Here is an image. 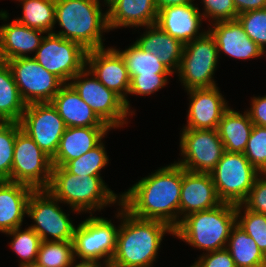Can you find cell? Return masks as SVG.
Returning a JSON list of instances; mask_svg holds the SVG:
<instances>
[{"instance_id": "obj_1", "label": "cell", "mask_w": 266, "mask_h": 267, "mask_svg": "<svg viewBox=\"0 0 266 267\" xmlns=\"http://www.w3.org/2000/svg\"><path fill=\"white\" fill-rule=\"evenodd\" d=\"M183 167L173 163L136 182L122 193L121 205L133 216L160 220L173 229L180 224Z\"/></svg>"}, {"instance_id": "obj_2", "label": "cell", "mask_w": 266, "mask_h": 267, "mask_svg": "<svg viewBox=\"0 0 266 267\" xmlns=\"http://www.w3.org/2000/svg\"><path fill=\"white\" fill-rule=\"evenodd\" d=\"M117 217L122 221L117 233L111 267H151L165 233L174 236V229L160 220L133 216L121 204Z\"/></svg>"}, {"instance_id": "obj_3", "label": "cell", "mask_w": 266, "mask_h": 267, "mask_svg": "<svg viewBox=\"0 0 266 267\" xmlns=\"http://www.w3.org/2000/svg\"><path fill=\"white\" fill-rule=\"evenodd\" d=\"M100 5V0H55V23L62 30L52 33L79 43L87 51L104 48L102 36L109 28L107 12L102 13Z\"/></svg>"}, {"instance_id": "obj_4", "label": "cell", "mask_w": 266, "mask_h": 267, "mask_svg": "<svg viewBox=\"0 0 266 267\" xmlns=\"http://www.w3.org/2000/svg\"><path fill=\"white\" fill-rule=\"evenodd\" d=\"M235 225L236 205L222 203L187 215L174 229V235L194 248L211 252L226 248Z\"/></svg>"}, {"instance_id": "obj_5", "label": "cell", "mask_w": 266, "mask_h": 267, "mask_svg": "<svg viewBox=\"0 0 266 267\" xmlns=\"http://www.w3.org/2000/svg\"><path fill=\"white\" fill-rule=\"evenodd\" d=\"M60 203H66L75 212L96 211L103 207L121 204V196L105 185L101 176H78L64 167H53L50 185L47 189ZM119 201H118V199ZM96 209V210H95Z\"/></svg>"}, {"instance_id": "obj_6", "label": "cell", "mask_w": 266, "mask_h": 267, "mask_svg": "<svg viewBox=\"0 0 266 267\" xmlns=\"http://www.w3.org/2000/svg\"><path fill=\"white\" fill-rule=\"evenodd\" d=\"M260 174L243 153L226 151L210 172L219 199L235 205L247 199Z\"/></svg>"}, {"instance_id": "obj_7", "label": "cell", "mask_w": 266, "mask_h": 267, "mask_svg": "<svg viewBox=\"0 0 266 267\" xmlns=\"http://www.w3.org/2000/svg\"><path fill=\"white\" fill-rule=\"evenodd\" d=\"M219 55L214 37L207 32L184 45L177 73L185 90L215 87L213 75Z\"/></svg>"}, {"instance_id": "obj_8", "label": "cell", "mask_w": 266, "mask_h": 267, "mask_svg": "<svg viewBox=\"0 0 266 267\" xmlns=\"http://www.w3.org/2000/svg\"><path fill=\"white\" fill-rule=\"evenodd\" d=\"M52 159L25 132L15 139L11 181L34 190H47L52 177Z\"/></svg>"}, {"instance_id": "obj_9", "label": "cell", "mask_w": 266, "mask_h": 267, "mask_svg": "<svg viewBox=\"0 0 266 267\" xmlns=\"http://www.w3.org/2000/svg\"><path fill=\"white\" fill-rule=\"evenodd\" d=\"M93 76V73L85 67L68 83L110 128L123 127L127 123V116L130 113L132 116L134 112L127 109L125 101L118 94L108 89Z\"/></svg>"}, {"instance_id": "obj_10", "label": "cell", "mask_w": 266, "mask_h": 267, "mask_svg": "<svg viewBox=\"0 0 266 267\" xmlns=\"http://www.w3.org/2000/svg\"><path fill=\"white\" fill-rule=\"evenodd\" d=\"M58 202L48 190H34L29 197L27 216L34 220V224L29 227L41 241H73L76 227L69 219V214L66 215L58 206Z\"/></svg>"}, {"instance_id": "obj_11", "label": "cell", "mask_w": 266, "mask_h": 267, "mask_svg": "<svg viewBox=\"0 0 266 267\" xmlns=\"http://www.w3.org/2000/svg\"><path fill=\"white\" fill-rule=\"evenodd\" d=\"M87 52L75 41L48 33L33 58L47 71L68 83L86 67Z\"/></svg>"}, {"instance_id": "obj_12", "label": "cell", "mask_w": 266, "mask_h": 267, "mask_svg": "<svg viewBox=\"0 0 266 267\" xmlns=\"http://www.w3.org/2000/svg\"><path fill=\"white\" fill-rule=\"evenodd\" d=\"M24 102H51L65 84L60 78L47 71L33 57L6 61Z\"/></svg>"}, {"instance_id": "obj_13", "label": "cell", "mask_w": 266, "mask_h": 267, "mask_svg": "<svg viewBox=\"0 0 266 267\" xmlns=\"http://www.w3.org/2000/svg\"><path fill=\"white\" fill-rule=\"evenodd\" d=\"M180 138L183 159L176 163L190 172L210 173L225 152L217 129H183Z\"/></svg>"}, {"instance_id": "obj_14", "label": "cell", "mask_w": 266, "mask_h": 267, "mask_svg": "<svg viewBox=\"0 0 266 267\" xmlns=\"http://www.w3.org/2000/svg\"><path fill=\"white\" fill-rule=\"evenodd\" d=\"M118 230L119 226L115 227L111 220L90 214L74 230V258L110 263L116 249Z\"/></svg>"}, {"instance_id": "obj_15", "label": "cell", "mask_w": 266, "mask_h": 267, "mask_svg": "<svg viewBox=\"0 0 266 267\" xmlns=\"http://www.w3.org/2000/svg\"><path fill=\"white\" fill-rule=\"evenodd\" d=\"M19 123L45 153L51 158L56 154L67 127L51 102L28 104Z\"/></svg>"}, {"instance_id": "obj_16", "label": "cell", "mask_w": 266, "mask_h": 267, "mask_svg": "<svg viewBox=\"0 0 266 267\" xmlns=\"http://www.w3.org/2000/svg\"><path fill=\"white\" fill-rule=\"evenodd\" d=\"M86 67L108 89L118 94L130 111V77L121 55L112 47L93 49L87 52Z\"/></svg>"}, {"instance_id": "obj_17", "label": "cell", "mask_w": 266, "mask_h": 267, "mask_svg": "<svg viewBox=\"0 0 266 267\" xmlns=\"http://www.w3.org/2000/svg\"><path fill=\"white\" fill-rule=\"evenodd\" d=\"M219 87L193 88L190 95L187 126L183 129H217L223 114L229 109Z\"/></svg>"}, {"instance_id": "obj_18", "label": "cell", "mask_w": 266, "mask_h": 267, "mask_svg": "<svg viewBox=\"0 0 266 267\" xmlns=\"http://www.w3.org/2000/svg\"><path fill=\"white\" fill-rule=\"evenodd\" d=\"M222 203L210 173L190 172L183 168L179 204L180 222L191 213L212 209Z\"/></svg>"}, {"instance_id": "obj_19", "label": "cell", "mask_w": 266, "mask_h": 267, "mask_svg": "<svg viewBox=\"0 0 266 267\" xmlns=\"http://www.w3.org/2000/svg\"><path fill=\"white\" fill-rule=\"evenodd\" d=\"M194 5L190 3L159 10L156 25L184 45L203 36L207 31L199 33V29L204 18Z\"/></svg>"}, {"instance_id": "obj_20", "label": "cell", "mask_w": 266, "mask_h": 267, "mask_svg": "<svg viewBox=\"0 0 266 267\" xmlns=\"http://www.w3.org/2000/svg\"><path fill=\"white\" fill-rule=\"evenodd\" d=\"M211 27L208 31L216 41L218 55L222 51L230 57L247 60L266 54L248 37L237 19L215 22Z\"/></svg>"}, {"instance_id": "obj_21", "label": "cell", "mask_w": 266, "mask_h": 267, "mask_svg": "<svg viewBox=\"0 0 266 267\" xmlns=\"http://www.w3.org/2000/svg\"><path fill=\"white\" fill-rule=\"evenodd\" d=\"M110 127H67L56 154L51 158L53 167H63L68 161L81 157L97 146Z\"/></svg>"}, {"instance_id": "obj_22", "label": "cell", "mask_w": 266, "mask_h": 267, "mask_svg": "<svg viewBox=\"0 0 266 267\" xmlns=\"http://www.w3.org/2000/svg\"><path fill=\"white\" fill-rule=\"evenodd\" d=\"M107 6L109 31L118 27H147L157 22L154 0H113Z\"/></svg>"}, {"instance_id": "obj_23", "label": "cell", "mask_w": 266, "mask_h": 267, "mask_svg": "<svg viewBox=\"0 0 266 267\" xmlns=\"http://www.w3.org/2000/svg\"><path fill=\"white\" fill-rule=\"evenodd\" d=\"M42 34L45 32L29 28L16 20L0 26V61L29 57L28 54L40 47L44 37Z\"/></svg>"}, {"instance_id": "obj_24", "label": "cell", "mask_w": 266, "mask_h": 267, "mask_svg": "<svg viewBox=\"0 0 266 267\" xmlns=\"http://www.w3.org/2000/svg\"><path fill=\"white\" fill-rule=\"evenodd\" d=\"M66 127H109L75 89L65 83L51 101Z\"/></svg>"}, {"instance_id": "obj_25", "label": "cell", "mask_w": 266, "mask_h": 267, "mask_svg": "<svg viewBox=\"0 0 266 267\" xmlns=\"http://www.w3.org/2000/svg\"><path fill=\"white\" fill-rule=\"evenodd\" d=\"M33 188L12 182L0 181V232L6 233L21 227Z\"/></svg>"}, {"instance_id": "obj_26", "label": "cell", "mask_w": 266, "mask_h": 267, "mask_svg": "<svg viewBox=\"0 0 266 267\" xmlns=\"http://www.w3.org/2000/svg\"><path fill=\"white\" fill-rule=\"evenodd\" d=\"M144 34L135 41L142 49L149 51L172 72L178 71L182 60L184 44L163 31L156 24L146 27Z\"/></svg>"}, {"instance_id": "obj_27", "label": "cell", "mask_w": 266, "mask_h": 267, "mask_svg": "<svg viewBox=\"0 0 266 267\" xmlns=\"http://www.w3.org/2000/svg\"><path fill=\"white\" fill-rule=\"evenodd\" d=\"M253 126L247 111L241 114L229 107L223 114L217 128L225 151L244 153Z\"/></svg>"}, {"instance_id": "obj_28", "label": "cell", "mask_w": 266, "mask_h": 267, "mask_svg": "<svg viewBox=\"0 0 266 267\" xmlns=\"http://www.w3.org/2000/svg\"><path fill=\"white\" fill-rule=\"evenodd\" d=\"M26 106L9 65L0 61V117L5 122H19Z\"/></svg>"}, {"instance_id": "obj_29", "label": "cell", "mask_w": 266, "mask_h": 267, "mask_svg": "<svg viewBox=\"0 0 266 267\" xmlns=\"http://www.w3.org/2000/svg\"><path fill=\"white\" fill-rule=\"evenodd\" d=\"M226 249L231 254L236 267H266V256L258 248L254 239L237 224L232 228Z\"/></svg>"}, {"instance_id": "obj_30", "label": "cell", "mask_w": 266, "mask_h": 267, "mask_svg": "<svg viewBox=\"0 0 266 267\" xmlns=\"http://www.w3.org/2000/svg\"><path fill=\"white\" fill-rule=\"evenodd\" d=\"M123 58L130 79L135 75L155 76V74H173L158 57L142 50L135 42L129 48L118 51Z\"/></svg>"}, {"instance_id": "obj_31", "label": "cell", "mask_w": 266, "mask_h": 267, "mask_svg": "<svg viewBox=\"0 0 266 267\" xmlns=\"http://www.w3.org/2000/svg\"><path fill=\"white\" fill-rule=\"evenodd\" d=\"M22 3L23 16L15 20L29 28L53 32L55 23V0H18Z\"/></svg>"}, {"instance_id": "obj_32", "label": "cell", "mask_w": 266, "mask_h": 267, "mask_svg": "<svg viewBox=\"0 0 266 267\" xmlns=\"http://www.w3.org/2000/svg\"><path fill=\"white\" fill-rule=\"evenodd\" d=\"M105 145L101 141L81 157L68 161L63 167L78 176H100L101 170L109 163Z\"/></svg>"}, {"instance_id": "obj_33", "label": "cell", "mask_w": 266, "mask_h": 267, "mask_svg": "<svg viewBox=\"0 0 266 267\" xmlns=\"http://www.w3.org/2000/svg\"><path fill=\"white\" fill-rule=\"evenodd\" d=\"M74 260L73 241H41L37 262L45 267H70Z\"/></svg>"}, {"instance_id": "obj_34", "label": "cell", "mask_w": 266, "mask_h": 267, "mask_svg": "<svg viewBox=\"0 0 266 267\" xmlns=\"http://www.w3.org/2000/svg\"><path fill=\"white\" fill-rule=\"evenodd\" d=\"M5 234L13 237V240L10 242V248L16 255L20 256V267L37 260L41 239L33 229L28 227L24 231H21V227H18Z\"/></svg>"}, {"instance_id": "obj_35", "label": "cell", "mask_w": 266, "mask_h": 267, "mask_svg": "<svg viewBox=\"0 0 266 267\" xmlns=\"http://www.w3.org/2000/svg\"><path fill=\"white\" fill-rule=\"evenodd\" d=\"M242 208L244 214L241 213ZM240 214L243 215L240 216ZM236 224L254 239L258 248L266 256V215L250 211L243 204H237Z\"/></svg>"}, {"instance_id": "obj_36", "label": "cell", "mask_w": 266, "mask_h": 267, "mask_svg": "<svg viewBox=\"0 0 266 267\" xmlns=\"http://www.w3.org/2000/svg\"><path fill=\"white\" fill-rule=\"evenodd\" d=\"M20 130L19 122H4L0 125V181H11L14 144Z\"/></svg>"}, {"instance_id": "obj_37", "label": "cell", "mask_w": 266, "mask_h": 267, "mask_svg": "<svg viewBox=\"0 0 266 267\" xmlns=\"http://www.w3.org/2000/svg\"><path fill=\"white\" fill-rule=\"evenodd\" d=\"M237 20L248 37L266 53V9L241 13Z\"/></svg>"}, {"instance_id": "obj_38", "label": "cell", "mask_w": 266, "mask_h": 267, "mask_svg": "<svg viewBox=\"0 0 266 267\" xmlns=\"http://www.w3.org/2000/svg\"><path fill=\"white\" fill-rule=\"evenodd\" d=\"M243 154L260 173H266V127L253 126Z\"/></svg>"}, {"instance_id": "obj_39", "label": "cell", "mask_w": 266, "mask_h": 267, "mask_svg": "<svg viewBox=\"0 0 266 267\" xmlns=\"http://www.w3.org/2000/svg\"><path fill=\"white\" fill-rule=\"evenodd\" d=\"M204 4L203 18L211 23L237 19V10L233 0H201ZM212 18V19H211Z\"/></svg>"}, {"instance_id": "obj_40", "label": "cell", "mask_w": 266, "mask_h": 267, "mask_svg": "<svg viewBox=\"0 0 266 267\" xmlns=\"http://www.w3.org/2000/svg\"><path fill=\"white\" fill-rule=\"evenodd\" d=\"M172 74H155V76L135 75L130 79L129 94L151 95L163 88Z\"/></svg>"}, {"instance_id": "obj_41", "label": "cell", "mask_w": 266, "mask_h": 267, "mask_svg": "<svg viewBox=\"0 0 266 267\" xmlns=\"http://www.w3.org/2000/svg\"><path fill=\"white\" fill-rule=\"evenodd\" d=\"M242 204L250 211L266 215V173H261L257 177L247 199Z\"/></svg>"}, {"instance_id": "obj_42", "label": "cell", "mask_w": 266, "mask_h": 267, "mask_svg": "<svg viewBox=\"0 0 266 267\" xmlns=\"http://www.w3.org/2000/svg\"><path fill=\"white\" fill-rule=\"evenodd\" d=\"M190 267H236L231 254L226 248L207 252Z\"/></svg>"}, {"instance_id": "obj_43", "label": "cell", "mask_w": 266, "mask_h": 267, "mask_svg": "<svg viewBox=\"0 0 266 267\" xmlns=\"http://www.w3.org/2000/svg\"><path fill=\"white\" fill-rule=\"evenodd\" d=\"M250 110H247L254 125L266 126V95L263 97H253Z\"/></svg>"}, {"instance_id": "obj_44", "label": "cell", "mask_w": 266, "mask_h": 267, "mask_svg": "<svg viewBox=\"0 0 266 267\" xmlns=\"http://www.w3.org/2000/svg\"><path fill=\"white\" fill-rule=\"evenodd\" d=\"M237 14L251 10L266 9V0H233Z\"/></svg>"}, {"instance_id": "obj_45", "label": "cell", "mask_w": 266, "mask_h": 267, "mask_svg": "<svg viewBox=\"0 0 266 267\" xmlns=\"http://www.w3.org/2000/svg\"><path fill=\"white\" fill-rule=\"evenodd\" d=\"M74 261L76 262L75 258L70 267H111L109 262H103V266L101 262H99L100 260L81 259V262L78 264H75Z\"/></svg>"}, {"instance_id": "obj_46", "label": "cell", "mask_w": 266, "mask_h": 267, "mask_svg": "<svg viewBox=\"0 0 266 267\" xmlns=\"http://www.w3.org/2000/svg\"><path fill=\"white\" fill-rule=\"evenodd\" d=\"M193 1L194 0H154L158 11L165 8V7L190 4Z\"/></svg>"}, {"instance_id": "obj_47", "label": "cell", "mask_w": 266, "mask_h": 267, "mask_svg": "<svg viewBox=\"0 0 266 267\" xmlns=\"http://www.w3.org/2000/svg\"><path fill=\"white\" fill-rule=\"evenodd\" d=\"M21 267H45V266H43V265L39 264L37 261H35L32 263L25 264Z\"/></svg>"}, {"instance_id": "obj_48", "label": "cell", "mask_w": 266, "mask_h": 267, "mask_svg": "<svg viewBox=\"0 0 266 267\" xmlns=\"http://www.w3.org/2000/svg\"><path fill=\"white\" fill-rule=\"evenodd\" d=\"M111 1H113V0H104V2H105L104 4L108 5Z\"/></svg>"}, {"instance_id": "obj_49", "label": "cell", "mask_w": 266, "mask_h": 267, "mask_svg": "<svg viewBox=\"0 0 266 267\" xmlns=\"http://www.w3.org/2000/svg\"><path fill=\"white\" fill-rule=\"evenodd\" d=\"M5 121L0 117V125L3 124Z\"/></svg>"}]
</instances>
